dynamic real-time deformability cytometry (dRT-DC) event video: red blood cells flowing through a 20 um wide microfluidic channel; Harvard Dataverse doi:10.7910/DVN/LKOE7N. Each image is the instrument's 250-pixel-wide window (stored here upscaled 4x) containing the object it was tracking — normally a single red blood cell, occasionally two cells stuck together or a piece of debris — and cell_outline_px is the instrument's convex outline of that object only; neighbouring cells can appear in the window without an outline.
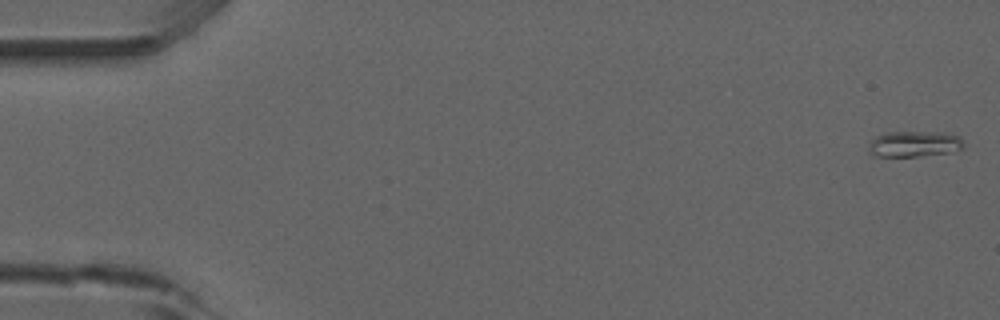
{"species": "common noctule bat (a hibernating species)", "species_latin": "Nyctalus noctula", "temperature_condition": "room temperature", "stored_images_in_passage": 5, "camera_frame_rate_fps": 3000, "um_per_image_px": 0.085, "animal": {"sex": "male", "forearm_length_mm": 52.5}, "frame": {"image": 1, "passage_image": 1, "time_ms": 0.0, "image_size_px": [1000, 320], "cell_outline_px": [[964, 148], [952, 152], [920, 156], [872, 156], [868, 152], [868, 144], [876, 136], [884, 132], [944, 132], [960, 136], [964, 144]], "centroid_in_image_um": [77.71, 12.23], "position_along_channel_um": 7.3, "area_um2": 14.57}}